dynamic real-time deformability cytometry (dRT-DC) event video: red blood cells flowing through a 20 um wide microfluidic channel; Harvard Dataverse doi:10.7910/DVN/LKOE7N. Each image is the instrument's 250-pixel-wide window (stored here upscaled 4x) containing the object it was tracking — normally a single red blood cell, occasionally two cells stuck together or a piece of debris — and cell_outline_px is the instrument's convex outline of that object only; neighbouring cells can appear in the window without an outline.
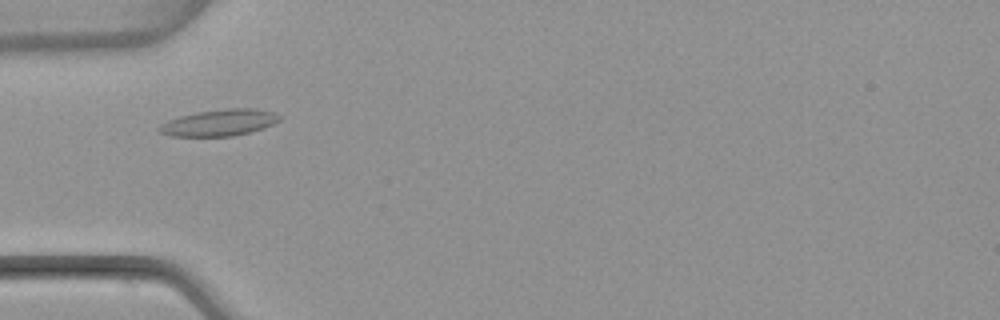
{"species": "common noctule bat (a hibernating species)", "species_latin": "Nyctalus noctula", "temperature_condition": "warm", "stored_images_in_passage": 45, "camera_frame_rate_fps": 3000, "um_per_image_px": 0.085, "animal": {"sex": "female", "body_mass_g": 22.7, "forearm_length_mm": 54.2}, "frame": {"image": 1, "passage_image": 10, "time_ms": 3.0, "image_size_px": [1000, 320], "cell_outline_px": [[280, 120], [264, 128], [252, 132], [232, 136], [172, 136], [160, 132], [156, 128], [160, 124], [168, 120], [180, 116], [196, 112], [228, 108], [256, 108], [272, 112], [280, 116]], "centroid_in_image_um": [18.64, 10.42], "position_along_channel_um": 66.4, "area_um2": 18.61}}
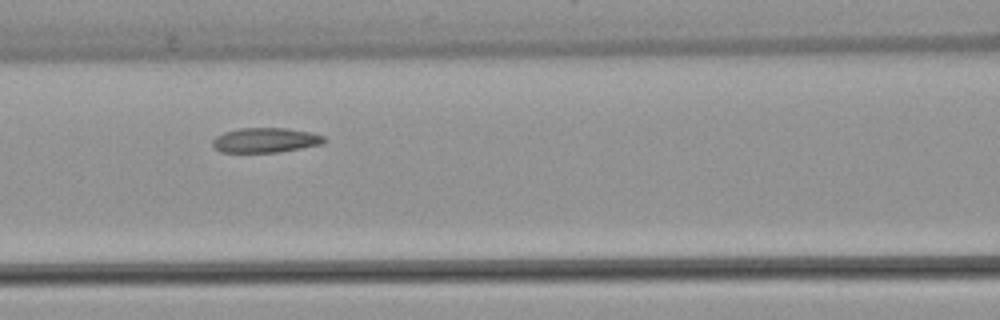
{"frame": {"image": 2, "passage_image": 16, "time_ms": 5.0, "image_size_px": [1000, 320], "cell_outline_px": [[324, 140], [320, 144], [300, 148], [276, 152], [220, 152], [212, 144], [212, 140], [216, 136], [224, 132], [240, 128], [288, 128], [312, 132], [324, 136]], "centroid_in_image_um": [22.53, 11.9], "position_along_channel_um": 144.1, "area_um2": 15.95}}
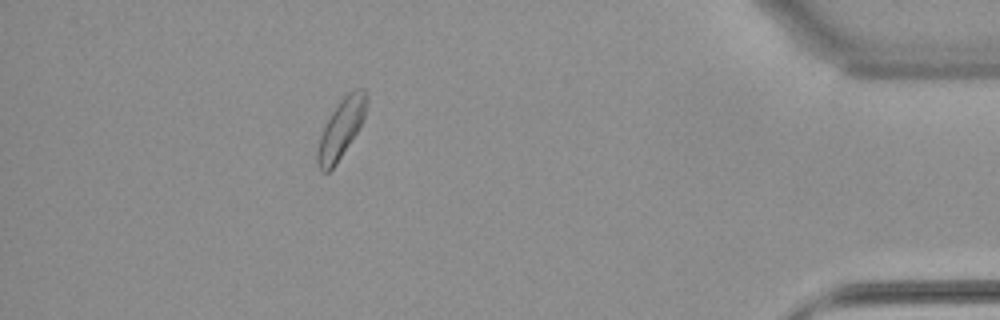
{"frame": {"image": 3, "passage_image": 40, "time_ms": 13.0, "image_size_px": [1000, 320], "cell_outline_px": [[368, 100], [364, 116], [356, 132], [336, 164], [328, 172], [320, 172], [316, 164], [316, 152], [320, 136], [332, 112], [340, 100], [352, 88], [364, 88], [368, 96]], "centroid_in_image_um": [28.98, 10.92], "position_along_channel_um": 406.2, "area_um2": 16.7}, "authors_computed_cell_mechanics": {"area_um2": 16.5886, "velocity_mm_per_s": 3.9041, "shape_relaxation_time_tau1_ms": 9.8212, "shape_relaxation_time_tau2_ms": 4.72, "deformation_change_tau1": 0.1422, "deformation_change_tau2": 0.0999}}